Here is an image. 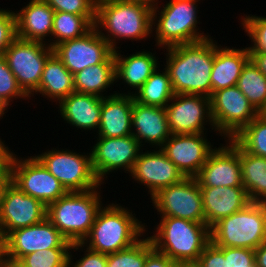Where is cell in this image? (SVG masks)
<instances>
[{"label":"cell","mask_w":266,"mask_h":267,"mask_svg":"<svg viewBox=\"0 0 266 267\" xmlns=\"http://www.w3.org/2000/svg\"><path fill=\"white\" fill-rule=\"evenodd\" d=\"M176 45L166 49V65L174 94H192L211 97V71L215 40Z\"/></svg>","instance_id":"cell-1"},{"label":"cell","mask_w":266,"mask_h":267,"mask_svg":"<svg viewBox=\"0 0 266 267\" xmlns=\"http://www.w3.org/2000/svg\"><path fill=\"white\" fill-rule=\"evenodd\" d=\"M153 5L141 0H97L94 27L113 50L116 41L146 40L152 35ZM106 31V33H103ZM110 33V34H109Z\"/></svg>","instance_id":"cell-2"},{"label":"cell","mask_w":266,"mask_h":267,"mask_svg":"<svg viewBox=\"0 0 266 267\" xmlns=\"http://www.w3.org/2000/svg\"><path fill=\"white\" fill-rule=\"evenodd\" d=\"M132 213L116 203L101 207L81 244L106 255L131 247L141 237H146L144 233L147 231L145 223L142 224Z\"/></svg>","instance_id":"cell-3"},{"label":"cell","mask_w":266,"mask_h":267,"mask_svg":"<svg viewBox=\"0 0 266 267\" xmlns=\"http://www.w3.org/2000/svg\"><path fill=\"white\" fill-rule=\"evenodd\" d=\"M153 236H149L155 250L165 254L181 267H191L211 242L206 223L175 217H161Z\"/></svg>","instance_id":"cell-4"},{"label":"cell","mask_w":266,"mask_h":267,"mask_svg":"<svg viewBox=\"0 0 266 267\" xmlns=\"http://www.w3.org/2000/svg\"><path fill=\"white\" fill-rule=\"evenodd\" d=\"M98 189L101 185L88 191L67 192L47 206L46 218L71 243H81L89 234L103 205Z\"/></svg>","instance_id":"cell-5"},{"label":"cell","mask_w":266,"mask_h":267,"mask_svg":"<svg viewBox=\"0 0 266 267\" xmlns=\"http://www.w3.org/2000/svg\"><path fill=\"white\" fill-rule=\"evenodd\" d=\"M200 0H169L162 8L153 5L152 30L156 33V47L168 48L176 45L198 42L211 36L198 31L197 17ZM159 9L161 10L159 12ZM157 14L159 16H157ZM156 26V27H155ZM202 32V33H201Z\"/></svg>","instance_id":"cell-6"},{"label":"cell","mask_w":266,"mask_h":267,"mask_svg":"<svg viewBox=\"0 0 266 267\" xmlns=\"http://www.w3.org/2000/svg\"><path fill=\"white\" fill-rule=\"evenodd\" d=\"M211 242L217 247L255 250L266 240V203L250 202L210 228Z\"/></svg>","instance_id":"cell-7"},{"label":"cell","mask_w":266,"mask_h":267,"mask_svg":"<svg viewBox=\"0 0 266 267\" xmlns=\"http://www.w3.org/2000/svg\"><path fill=\"white\" fill-rule=\"evenodd\" d=\"M73 151L53 148L35 157L67 192H83L102 185L93 171L91 153L83 155Z\"/></svg>","instance_id":"cell-8"},{"label":"cell","mask_w":266,"mask_h":267,"mask_svg":"<svg viewBox=\"0 0 266 267\" xmlns=\"http://www.w3.org/2000/svg\"><path fill=\"white\" fill-rule=\"evenodd\" d=\"M53 53V48L48 44L17 37L5 50L3 57L19 86L29 97H33L39 87L44 65Z\"/></svg>","instance_id":"cell-9"},{"label":"cell","mask_w":266,"mask_h":267,"mask_svg":"<svg viewBox=\"0 0 266 267\" xmlns=\"http://www.w3.org/2000/svg\"><path fill=\"white\" fill-rule=\"evenodd\" d=\"M58 229L45 218L42 222L11 231L0 242V258L19 262L24 256L51 248H71Z\"/></svg>","instance_id":"cell-10"},{"label":"cell","mask_w":266,"mask_h":267,"mask_svg":"<svg viewBox=\"0 0 266 267\" xmlns=\"http://www.w3.org/2000/svg\"><path fill=\"white\" fill-rule=\"evenodd\" d=\"M210 102L214 131L224 139L235 137L259 114L237 86L215 91Z\"/></svg>","instance_id":"cell-11"},{"label":"cell","mask_w":266,"mask_h":267,"mask_svg":"<svg viewBox=\"0 0 266 267\" xmlns=\"http://www.w3.org/2000/svg\"><path fill=\"white\" fill-rule=\"evenodd\" d=\"M160 217H175L205 223L202 194L195 177L162 188L151 197Z\"/></svg>","instance_id":"cell-12"},{"label":"cell","mask_w":266,"mask_h":267,"mask_svg":"<svg viewBox=\"0 0 266 267\" xmlns=\"http://www.w3.org/2000/svg\"><path fill=\"white\" fill-rule=\"evenodd\" d=\"M11 176L15 186L41 201L46 207L67 193L60 181L35 156L19 159L15 154Z\"/></svg>","instance_id":"cell-13"},{"label":"cell","mask_w":266,"mask_h":267,"mask_svg":"<svg viewBox=\"0 0 266 267\" xmlns=\"http://www.w3.org/2000/svg\"><path fill=\"white\" fill-rule=\"evenodd\" d=\"M171 134L204 133L205 125H215L211 114L210 97L203 95L174 94L165 107Z\"/></svg>","instance_id":"cell-14"},{"label":"cell","mask_w":266,"mask_h":267,"mask_svg":"<svg viewBox=\"0 0 266 267\" xmlns=\"http://www.w3.org/2000/svg\"><path fill=\"white\" fill-rule=\"evenodd\" d=\"M96 138L97 143L93 145L90 153L93 171L101 184L104 183L107 174L114 170L124 169L125 173L130 174L140 150L143 149L134 136Z\"/></svg>","instance_id":"cell-15"},{"label":"cell","mask_w":266,"mask_h":267,"mask_svg":"<svg viewBox=\"0 0 266 267\" xmlns=\"http://www.w3.org/2000/svg\"><path fill=\"white\" fill-rule=\"evenodd\" d=\"M47 207L25 194L12 182L0 203V242L19 228L38 224L46 218Z\"/></svg>","instance_id":"cell-16"},{"label":"cell","mask_w":266,"mask_h":267,"mask_svg":"<svg viewBox=\"0 0 266 267\" xmlns=\"http://www.w3.org/2000/svg\"><path fill=\"white\" fill-rule=\"evenodd\" d=\"M226 145L214 148L195 176L199 186L243 187L239 145L226 139Z\"/></svg>","instance_id":"cell-17"},{"label":"cell","mask_w":266,"mask_h":267,"mask_svg":"<svg viewBox=\"0 0 266 267\" xmlns=\"http://www.w3.org/2000/svg\"><path fill=\"white\" fill-rule=\"evenodd\" d=\"M53 50L73 75L91 65L104 63L114 51L95 27L80 38L58 44Z\"/></svg>","instance_id":"cell-18"},{"label":"cell","mask_w":266,"mask_h":267,"mask_svg":"<svg viewBox=\"0 0 266 267\" xmlns=\"http://www.w3.org/2000/svg\"><path fill=\"white\" fill-rule=\"evenodd\" d=\"M213 145L203 133L171 134L160 147L185 177H195L204 166Z\"/></svg>","instance_id":"cell-19"},{"label":"cell","mask_w":266,"mask_h":267,"mask_svg":"<svg viewBox=\"0 0 266 267\" xmlns=\"http://www.w3.org/2000/svg\"><path fill=\"white\" fill-rule=\"evenodd\" d=\"M155 150L144 153L141 150L130 173L135 182L149 189L151 197L162 188L177 184L185 178L160 148Z\"/></svg>","instance_id":"cell-20"},{"label":"cell","mask_w":266,"mask_h":267,"mask_svg":"<svg viewBox=\"0 0 266 267\" xmlns=\"http://www.w3.org/2000/svg\"><path fill=\"white\" fill-rule=\"evenodd\" d=\"M205 223L211 228L220 219L243 209L250 202L244 187L200 186Z\"/></svg>","instance_id":"cell-21"},{"label":"cell","mask_w":266,"mask_h":267,"mask_svg":"<svg viewBox=\"0 0 266 267\" xmlns=\"http://www.w3.org/2000/svg\"><path fill=\"white\" fill-rule=\"evenodd\" d=\"M111 93L102 100L98 137L118 138L132 135V107L134 96Z\"/></svg>","instance_id":"cell-22"},{"label":"cell","mask_w":266,"mask_h":267,"mask_svg":"<svg viewBox=\"0 0 266 267\" xmlns=\"http://www.w3.org/2000/svg\"><path fill=\"white\" fill-rule=\"evenodd\" d=\"M132 135L142 147L149 143L160 148L171 136L165 108L143 105L134 100Z\"/></svg>","instance_id":"cell-23"},{"label":"cell","mask_w":266,"mask_h":267,"mask_svg":"<svg viewBox=\"0 0 266 267\" xmlns=\"http://www.w3.org/2000/svg\"><path fill=\"white\" fill-rule=\"evenodd\" d=\"M28 3L18 12H14L16 35L23 40L47 44L46 37L51 38L55 11L44 0H30Z\"/></svg>","instance_id":"cell-24"},{"label":"cell","mask_w":266,"mask_h":267,"mask_svg":"<svg viewBox=\"0 0 266 267\" xmlns=\"http://www.w3.org/2000/svg\"><path fill=\"white\" fill-rule=\"evenodd\" d=\"M102 97L72 92L59 102L60 115L70 126L83 130H98Z\"/></svg>","instance_id":"cell-25"},{"label":"cell","mask_w":266,"mask_h":267,"mask_svg":"<svg viewBox=\"0 0 266 267\" xmlns=\"http://www.w3.org/2000/svg\"><path fill=\"white\" fill-rule=\"evenodd\" d=\"M220 46L215 50L211 71V96L215 91L236 86L244 65L250 59L247 47L235 49Z\"/></svg>","instance_id":"cell-26"},{"label":"cell","mask_w":266,"mask_h":267,"mask_svg":"<svg viewBox=\"0 0 266 267\" xmlns=\"http://www.w3.org/2000/svg\"><path fill=\"white\" fill-rule=\"evenodd\" d=\"M116 82L123 80L124 84L130 86L134 93L150 78L158 68L155 54L150 51H139L134 54L122 55L119 50H114ZM121 54V55H120Z\"/></svg>","instance_id":"cell-27"},{"label":"cell","mask_w":266,"mask_h":267,"mask_svg":"<svg viewBox=\"0 0 266 267\" xmlns=\"http://www.w3.org/2000/svg\"><path fill=\"white\" fill-rule=\"evenodd\" d=\"M75 92L73 74L64 66L58 56L53 53L46 61L38 89L39 93L49 100L60 102L70 93ZM56 99V100H55Z\"/></svg>","instance_id":"cell-28"},{"label":"cell","mask_w":266,"mask_h":267,"mask_svg":"<svg viewBox=\"0 0 266 267\" xmlns=\"http://www.w3.org/2000/svg\"><path fill=\"white\" fill-rule=\"evenodd\" d=\"M73 78L75 92L108 97L102 92L116 81L114 53L104 63L86 67L74 74Z\"/></svg>","instance_id":"cell-29"},{"label":"cell","mask_w":266,"mask_h":267,"mask_svg":"<svg viewBox=\"0 0 266 267\" xmlns=\"http://www.w3.org/2000/svg\"><path fill=\"white\" fill-rule=\"evenodd\" d=\"M242 183L251 202L266 203V158L246 152L239 146Z\"/></svg>","instance_id":"cell-30"},{"label":"cell","mask_w":266,"mask_h":267,"mask_svg":"<svg viewBox=\"0 0 266 267\" xmlns=\"http://www.w3.org/2000/svg\"><path fill=\"white\" fill-rule=\"evenodd\" d=\"M95 19L96 15H74L55 11L51 32V38L55 40L48 39L47 44L54 49L60 43L84 36L94 27Z\"/></svg>","instance_id":"cell-31"},{"label":"cell","mask_w":266,"mask_h":267,"mask_svg":"<svg viewBox=\"0 0 266 267\" xmlns=\"http://www.w3.org/2000/svg\"><path fill=\"white\" fill-rule=\"evenodd\" d=\"M127 94H133L140 104L165 108L174 96L168 70L160 71L158 66L136 93L128 91Z\"/></svg>","instance_id":"cell-32"},{"label":"cell","mask_w":266,"mask_h":267,"mask_svg":"<svg viewBox=\"0 0 266 267\" xmlns=\"http://www.w3.org/2000/svg\"><path fill=\"white\" fill-rule=\"evenodd\" d=\"M236 86L258 112L264 108L266 75L259 70L251 58L244 65Z\"/></svg>","instance_id":"cell-33"},{"label":"cell","mask_w":266,"mask_h":267,"mask_svg":"<svg viewBox=\"0 0 266 267\" xmlns=\"http://www.w3.org/2000/svg\"><path fill=\"white\" fill-rule=\"evenodd\" d=\"M232 139L246 152L266 158V117L258 114Z\"/></svg>","instance_id":"cell-34"},{"label":"cell","mask_w":266,"mask_h":267,"mask_svg":"<svg viewBox=\"0 0 266 267\" xmlns=\"http://www.w3.org/2000/svg\"><path fill=\"white\" fill-rule=\"evenodd\" d=\"M154 249L149 237L131 247L107 255V267H144L147 255Z\"/></svg>","instance_id":"cell-35"},{"label":"cell","mask_w":266,"mask_h":267,"mask_svg":"<svg viewBox=\"0 0 266 267\" xmlns=\"http://www.w3.org/2000/svg\"><path fill=\"white\" fill-rule=\"evenodd\" d=\"M70 248H51L24 256L23 267H68Z\"/></svg>","instance_id":"cell-36"},{"label":"cell","mask_w":266,"mask_h":267,"mask_svg":"<svg viewBox=\"0 0 266 267\" xmlns=\"http://www.w3.org/2000/svg\"><path fill=\"white\" fill-rule=\"evenodd\" d=\"M14 99L26 100L30 97L19 86L6 59L0 56V103L8 109ZM24 98V99H23ZM10 103V104H9Z\"/></svg>","instance_id":"cell-37"},{"label":"cell","mask_w":266,"mask_h":267,"mask_svg":"<svg viewBox=\"0 0 266 267\" xmlns=\"http://www.w3.org/2000/svg\"><path fill=\"white\" fill-rule=\"evenodd\" d=\"M241 16V25L247 36L251 39L252 44L247 47L249 53L266 52V17L256 15Z\"/></svg>","instance_id":"cell-38"},{"label":"cell","mask_w":266,"mask_h":267,"mask_svg":"<svg viewBox=\"0 0 266 267\" xmlns=\"http://www.w3.org/2000/svg\"><path fill=\"white\" fill-rule=\"evenodd\" d=\"M54 11L74 15H96L97 0H44Z\"/></svg>","instance_id":"cell-39"},{"label":"cell","mask_w":266,"mask_h":267,"mask_svg":"<svg viewBox=\"0 0 266 267\" xmlns=\"http://www.w3.org/2000/svg\"><path fill=\"white\" fill-rule=\"evenodd\" d=\"M15 11L0 8V56L17 38Z\"/></svg>","instance_id":"cell-40"},{"label":"cell","mask_w":266,"mask_h":267,"mask_svg":"<svg viewBox=\"0 0 266 267\" xmlns=\"http://www.w3.org/2000/svg\"><path fill=\"white\" fill-rule=\"evenodd\" d=\"M85 248V249H83ZM85 250L84 255L82 258L78 259L75 262H73V255L71 254V251L73 252L77 250ZM69 252V266L68 267H107V255L99 252L92 251L88 249L87 247H84L81 243H72L71 248ZM71 265V266H70Z\"/></svg>","instance_id":"cell-41"},{"label":"cell","mask_w":266,"mask_h":267,"mask_svg":"<svg viewBox=\"0 0 266 267\" xmlns=\"http://www.w3.org/2000/svg\"><path fill=\"white\" fill-rule=\"evenodd\" d=\"M228 257L229 267H254L255 252L250 248L218 247Z\"/></svg>","instance_id":"cell-42"},{"label":"cell","mask_w":266,"mask_h":267,"mask_svg":"<svg viewBox=\"0 0 266 267\" xmlns=\"http://www.w3.org/2000/svg\"><path fill=\"white\" fill-rule=\"evenodd\" d=\"M191 267H229L228 257L212 242H210Z\"/></svg>","instance_id":"cell-43"},{"label":"cell","mask_w":266,"mask_h":267,"mask_svg":"<svg viewBox=\"0 0 266 267\" xmlns=\"http://www.w3.org/2000/svg\"><path fill=\"white\" fill-rule=\"evenodd\" d=\"M15 153L0 140V179H12L11 166Z\"/></svg>","instance_id":"cell-44"},{"label":"cell","mask_w":266,"mask_h":267,"mask_svg":"<svg viewBox=\"0 0 266 267\" xmlns=\"http://www.w3.org/2000/svg\"><path fill=\"white\" fill-rule=\"evenodd\" d=\"M144 267H181L165 254L153 249L146 257Z\"/></svg>","instance_id":"cell-45"},{"label":"cell","mask_w":266,"mask_h":267,"mask_svg":"<svg viewBox=\"0 0 266 267\" xmlns=\"http://www.w3.org/2000/svg\"><path fill=\"white\" fill-rule=\"evenodd\" d=\"M255 266L266 267V240L255 250Z\"/></svg>","instance_id":"cell-46"},{"label":"cell","mask_w":266,"mask_h":267,"mask_svg":"<svg viewBox=\"0 0 266 267\" xmlns=\"http://www.w3.org/2000/svg\"><path fill=\"white\" fill-rule=\"evenodd\" d=\"M250 58L257 65L259 70L266 75V52L265 53H250Z\"/></svg>","instance_id":"cell-47"},{"label":"cell","mask_w":266,"mask_h":267,"mask_svg":"<svg viewBox=\"0 0 266 267\" xmlns=\"http://www.w3.org/2000/svg\"><path fill=\"white\" fill-rule=\"evenodd\" d=\"M11 182L12 179H0V203L4 198L5 191Z\"/></svg>","instance_id":"cell-48"},{"label":"cell","mask_w":266,"mask_h":267,"mask_svg":"<svg viewBox=\"0 0 266 267\" xmlns=\"http://www.w3.org/2000/svg\"><path fill=\"white\" fill-rule=\"evenodd\" d=\"M0 267H23L19 262H14L11 260H2L0 258Z\"/></svg>","instance_id":"cell-49"},{"label":"cell","mask_w":266,"mask_h":267,"mask_svg":"<svg viewBox=\"0 0 266 267\" xmlns=\"http://www.w3.org/2000/svg\"><path fill=\"white\" fill-rule=\"evenodd\" d=\"M5 110L8 111L7 108L0 103V119H2L3 115L6 113ZM0 140H1V138H0Z\"/></svg>","instance_id":"cell-50"},{"label":"cell","mask_w":266,"mask_h":267,"mask_svg":"<svg viewBox=\"0 0 266 267\" xmlns=\"http://www.w3.org/2000/svg\"><path fill=\"white\" fill-rule=\"evenodd\" d=\"M141 1L148 2V3L152 4V5H155L156 3L159 2L158 0H141Z\"/></svg>","instance_id":"cell-51"},{"label":"cell","mask_w":266,"mask_h":267,"mask_svg":"<svg viewBox=\"0 0 266 267\" xmlns=\"http://www.w3.org/2000/svg\"><path fill=\"white\" fill-rule=\"evenodd\" d=\"M260 115L265 116L266 117V105L264 106V108L259 112Z\"/></svg>","instance_id":"cell-52"}]
</instances>
